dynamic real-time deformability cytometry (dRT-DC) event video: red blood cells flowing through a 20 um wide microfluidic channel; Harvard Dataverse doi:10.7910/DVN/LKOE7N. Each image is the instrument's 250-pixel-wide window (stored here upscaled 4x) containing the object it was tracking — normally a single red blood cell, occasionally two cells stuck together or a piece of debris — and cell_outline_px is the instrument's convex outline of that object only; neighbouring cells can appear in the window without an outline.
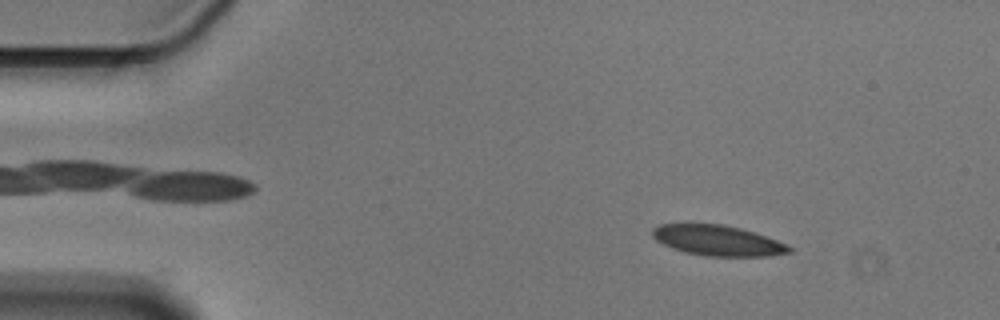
{"species": "Egyptian fruit bat (a non-hibernating species)", "species_latin": "Rousettus aegyptiacus", "temperature_condition": "cold", "stored_images_in_passage": 50, "camera_frame_rate_fps": 3000, "um_per_image_px": 0.085, "animal": {"sex": "male"}, "frame": {"image": 1, "passage_image": 7, "time_ms": 2.0, "image_size_px": [1000, 320], "cell_outline_px": [[792, 252], [768, 256], [704, 256], [684, 252], [672, 248], [656, 240], [652, 236], [652, 228], [660, 224], [724, 224], [740, 228], [768, 236], [788, 244], [792, 248]], "centroid_in_image_um": [61.03, 20.44], "position_along_channel_um": 24.0, "area_um2": 24.39}}
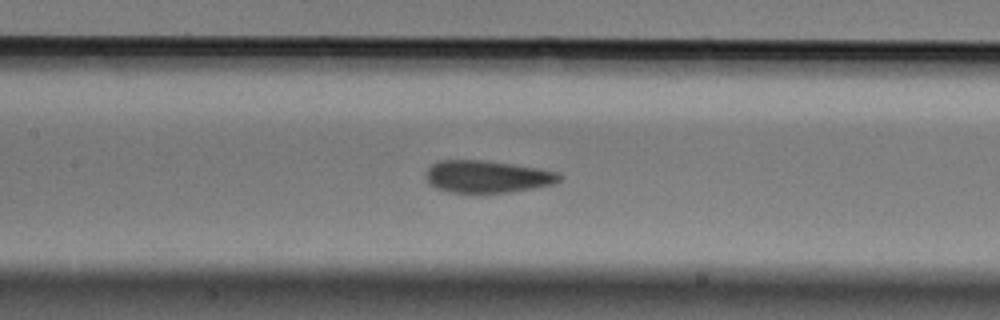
{"frame": {"image": 2, "passage_image": 25, "time_ms": 8.0, "image_size_px": [1000, 320], "cell_outline_px": [[560, 180], [556, 184], [508, 192], [448, 192], [436, 188], [428, 184], [424, 176], [424, 172], [436, 160], [484, 160], [540, 168], [556, 172], [560, 176]], "centroid_in_image_um": [41.35, 15.0], "position_along_channel_um": 166.0, "area_um2": 25.2}}
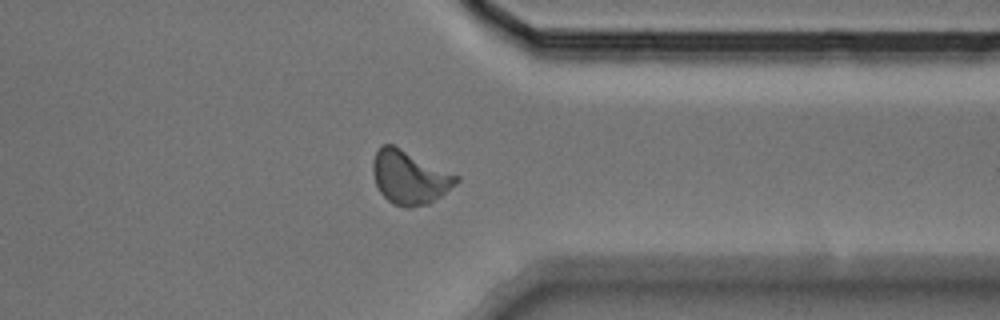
{"frame": {"image": 3, "passage_image": 43, "time_ms": 14.0, "image_size_px": [1000, 320], "cell_outline_px": [[460, 180], [456, 184], [440, 196], [428, 204], [408, 208], [404, 208], [392, 204], [380, 192], [376, 184], [372, 172], [372, 164], [376, 152], [380, 144], [392, 144], [460, 176]], "centroid_in_image_um": [34.8, 15.08], "position_along_channel_um": 376.6, "area_um2": 26.01}}